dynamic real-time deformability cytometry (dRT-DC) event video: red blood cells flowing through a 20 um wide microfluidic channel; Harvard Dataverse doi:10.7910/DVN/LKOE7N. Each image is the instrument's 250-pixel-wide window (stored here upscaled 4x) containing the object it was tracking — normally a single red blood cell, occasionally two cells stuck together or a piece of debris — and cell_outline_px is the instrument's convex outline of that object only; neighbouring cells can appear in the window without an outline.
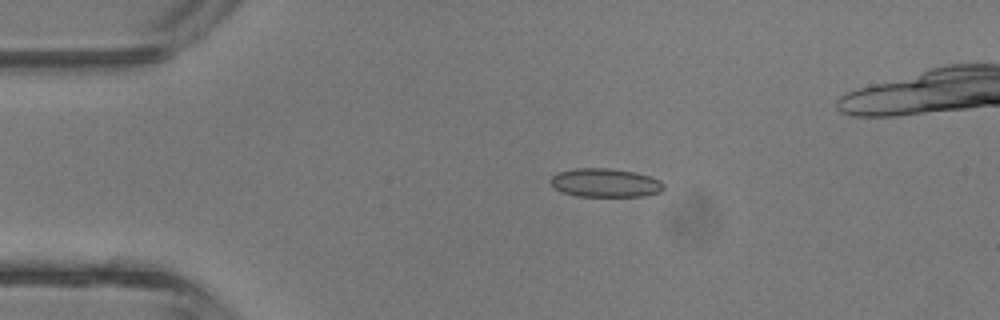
{"species": "common noctule bat (a hibernating species)", "species_latin": "Nyctalus noctula", "temperature_condition": "room temperature", "stored_images_in_passage": 3, "camera_frame_rate_fps": 3000, "um_per_image_px": 0.085, "animal": {"sex": "male", "body_mass_g": 13.3}, "frame": {"image": 1, "passage_image": 3, "time_ms": 2.333, "image_size_px": [1000, 320], "cell_outline_px": [[664, 188], [660, 192], [644, 196], [576, 196], [564, 192], [556, 188], [548, 180], [556, 172], [576, 168], [612, 168], [636, 172], [660, 180], [664, 184]], "centroid_in_image_um": [51.45, 15.53], "position_along_channel_um": 33.6, "area_um2": 18.96}}